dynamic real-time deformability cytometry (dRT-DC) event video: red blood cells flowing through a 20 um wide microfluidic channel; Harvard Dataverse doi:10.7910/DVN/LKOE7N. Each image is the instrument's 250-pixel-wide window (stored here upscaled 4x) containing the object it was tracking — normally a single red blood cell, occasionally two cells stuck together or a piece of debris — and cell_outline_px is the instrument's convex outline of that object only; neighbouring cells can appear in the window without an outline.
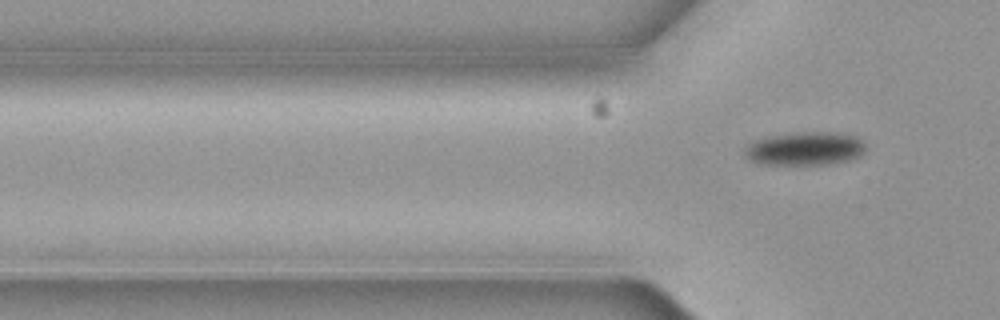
{"species": "common noctule bat (a hibernating species)", "species_latin": "Nyctalus noctula", "temperature_condition": "cold", "stored_images_in_passage": 6, "segment_of_instrument_passage": [2, 2], "camera_frame_rate_fps": 3000, "um_per_image_px": 0.085, "animal": {"sex": "female", "body_mass_g": 19.3, "forearm_length_mm": 54.1}, "frame": {"image": 1, "passage_image": 6, "time_ms": 1.667, "image_size_px": [1000, 320], "cell_outline_px": [[864, 152], [860, 156], [848, 160], [824, 164], [764, 164], [748, 160], [744, 156], [744, 148], [752, 140], [768, 136], [796, 132], [840, 132], [860, 136], [864, 140]], "centroid_in_image_um": [68.42, 12.61], "position_along_channel_um": 57.4, "area_um2": 23.93}}